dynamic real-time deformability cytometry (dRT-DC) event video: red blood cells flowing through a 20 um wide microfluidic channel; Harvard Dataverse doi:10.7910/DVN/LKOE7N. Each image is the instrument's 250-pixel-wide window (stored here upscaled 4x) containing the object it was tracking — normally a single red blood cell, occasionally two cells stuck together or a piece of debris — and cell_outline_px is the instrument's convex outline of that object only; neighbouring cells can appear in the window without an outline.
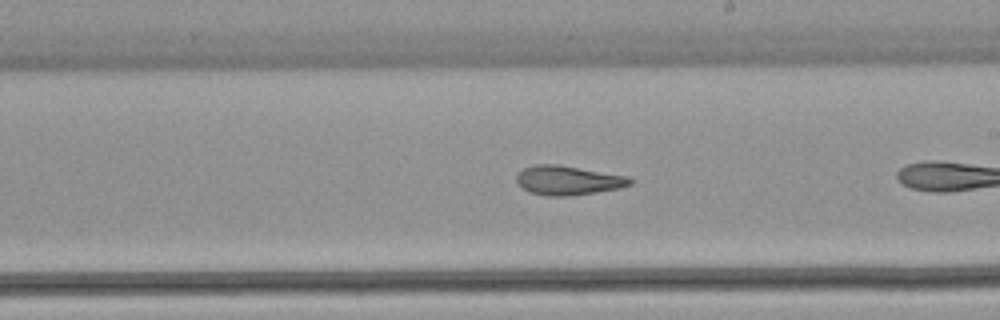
{"species": "common noctule bat (a hibernating species)", "species_latin": "Nyctalus noctula", "temperature_condition": "warm", "stored_images_in_passage": 9, "camera_frame_rate_fps": 3000, "um_per_image_px": 0.085, "animal": {"sex": "female", "body_mass_g": 22.7, "forearm_length_mm": 54.2}, "frame": {"image": 1, "passage_image": 8, "time_ms": 2.333, "image_size_px": [1000, 320], "cell_outline_px": [[636, 180], [632, 184], [620, 188], [572, 196], [548, 196], [528, 192], [516, 180], [516, 176], [524, 168], [536, 164], [560, 164], [628, 176]], "centroid_in_image_um": [48.33, 15.32], "position_along_channel_um": 240.7, "area_um2": 19.54}}